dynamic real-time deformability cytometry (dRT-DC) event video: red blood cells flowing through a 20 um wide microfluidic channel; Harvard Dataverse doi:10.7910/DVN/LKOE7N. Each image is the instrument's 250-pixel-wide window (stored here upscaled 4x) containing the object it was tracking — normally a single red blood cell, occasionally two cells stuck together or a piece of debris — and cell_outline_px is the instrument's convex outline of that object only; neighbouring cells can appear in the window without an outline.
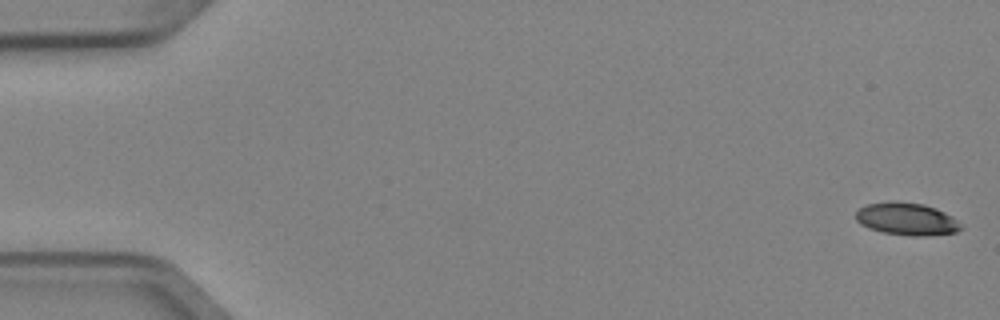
{"species": "Egyptian fruit bat (a non-hibernating species)", "species_latin": "Rousettus aegyptiacus", "temperature_condition": "cold", "stored_images_in_passage": 6, "segment_of_instrument_passage": [1, 2], "camera_frame_rate_fps": 3000, "um_per_image_px": 0.085, "animal": {"sex": "female"}, "frame": {"image": 1, "passage_image": 1, "time_ms": 0.0, "image_size_px": [1000, 320], "cell_outline_px": [[964, 228], [956, 232], [924, 236], [912, 236], [884, 232], [868, 228], [860, 224], [856, 220], [856, 212], [860, 208], [868, 204], [892, 200], [896, 200], [924, 204], [936, 208], [952, 216]], "centroid_in_image_um": [77.07, 18.6], "position_along_channel_um": 7.9, "area_um2": 20.0}}
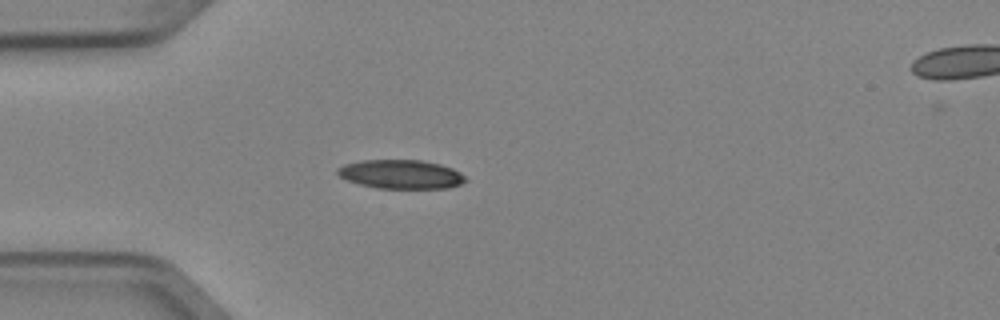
{"frame": {"image": 2, "passage_image": 5, "time_ms": 1.333, "image_size_px": [1000, 320], "cell_outline_px": [[468, 180], [460, 184], [448, 188], [376, 188], [360, 184], [348, 180], [340, 176], [336, 172], [336, 168], [344, 164], [360, 160], [420, 160], [440, 164], [452, 168], [460, 172]], "centroid_in_image_um": [34.07, 14.81], "position_along_channel_um": 50.9, "area_um2": 21.56}}